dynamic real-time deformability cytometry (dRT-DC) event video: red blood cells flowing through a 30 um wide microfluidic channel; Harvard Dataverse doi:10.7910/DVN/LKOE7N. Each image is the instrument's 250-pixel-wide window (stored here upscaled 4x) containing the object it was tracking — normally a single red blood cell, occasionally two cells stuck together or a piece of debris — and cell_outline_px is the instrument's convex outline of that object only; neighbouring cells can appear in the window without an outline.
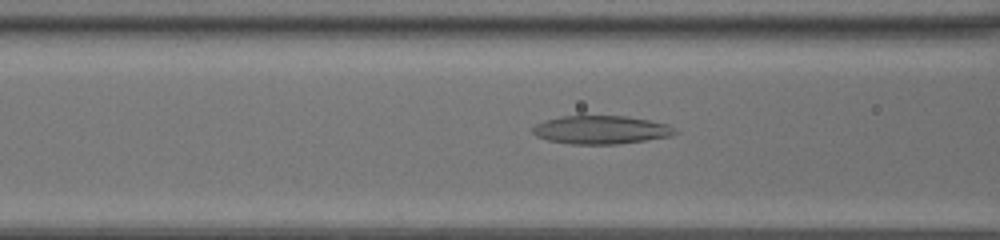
{"species": "common noctule bat (a hibernating species)", "species_latin": "Nyctalus noctula", "temperature_condition": "room temperature", "stored_images_in_passage": 35, "camera_frame_rate_fps": 3000, "um_per_image_px": 0.085, "animal": {"sex": "female", "body_mass_g": 20.0, "forearm_length_mm": 54.0}, "frame": {"image": 1, "passage_image": 8, "time_ms": 2.333, "image_size_px": [1000, 240], "cell_outline_px": [[680, 132], [672, 136], [616, 144], [568, 144], [548, 140], [536, 136], [532, 132], [532, 128], [536, 124], [544, 120], [560, 116], [628, 116], [668, 124]], "centroid_in_image_um": [51.08, 11.03], "position_along_channel_um": 115.5, "area_um2": 23.58}}
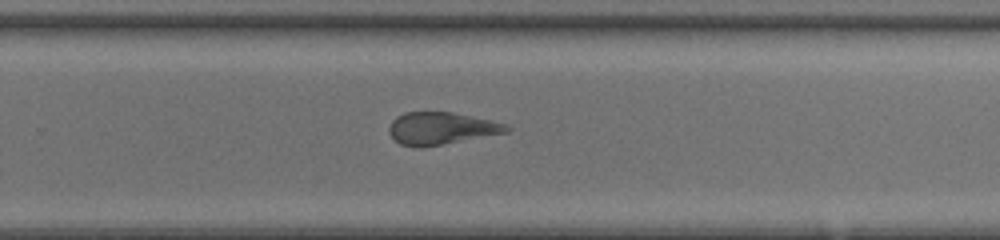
{"frame": {"image": 2, "passage_image": 20, "time_ms": 6.333, "image_size_px": [1000, 240], "cell_outline_px": [[512, 128], [508, 132], [420, 148], [416, 148], [400, 144], [388, 132], [388, 128], [392, 120], [396, 116], [404, 112], [452, 112], [492, 120], [508, 124]], "centroid_in_image_um": [37.5, 10.9], "position_along_channel_um": 292.3, "area_um2": 22.2}}
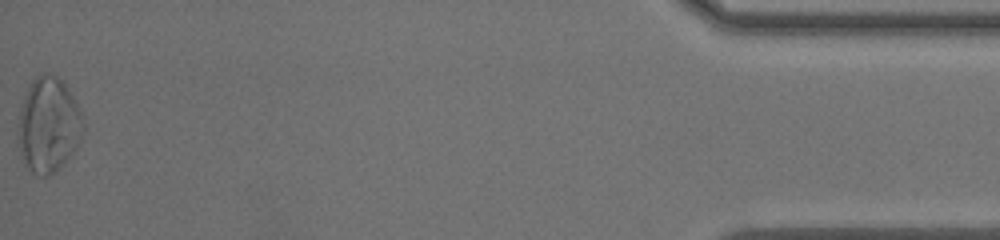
{"frame": {"image": 3, "passage_image": 35, "time_ms": 11.333, "image_size_px": [1000, 240], "cell_outline_px": [[84, 132], [76, 148], [48, 176], [36, 176], [28, 168], [20, 152], [16, 140], [20, 108], [24, 96], [32, 80], [36, 76], [44, 72], [48, 72], [56, 76], [68, 88], [80, 112], [84, 124]], "centroid_in_image_um": [4.08, 10.6], "position_along_channel_um": 431.1, "area_um2": 35.84}, "authors_computed_cell_mechanics": {"area_um2": 23.8714, "velocity_mm_per_s": 4.4365, "shape_relaxation_time_tau1_ms": null, "shape_relaxation_time_tau2_ms": 1.8115, "deformation_change_tau1": null, "deformation_change_tau2": 0.1167}}